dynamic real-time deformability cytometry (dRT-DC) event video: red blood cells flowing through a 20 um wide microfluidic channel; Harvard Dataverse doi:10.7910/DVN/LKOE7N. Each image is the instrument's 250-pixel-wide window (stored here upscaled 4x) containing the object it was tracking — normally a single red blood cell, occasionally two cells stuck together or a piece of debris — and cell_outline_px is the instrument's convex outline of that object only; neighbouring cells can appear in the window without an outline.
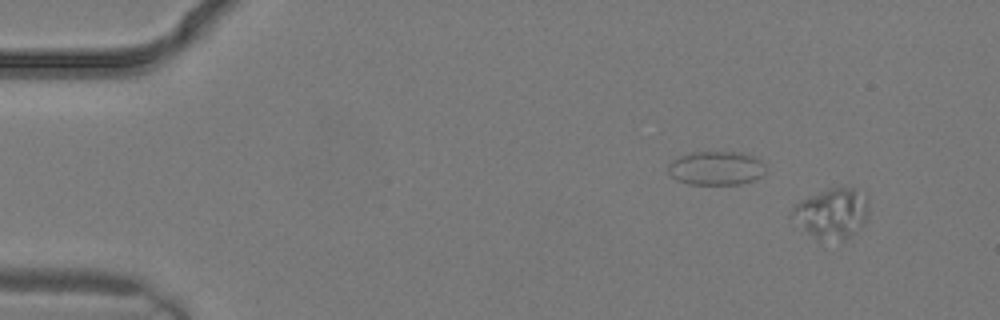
{"species": "common noctule bat (a hibernating species)", "species_latin": "Nyctalus noctula", "temperature_condition": "warm", "stored_images_in_passage": 3, "camera_frame_rate_fps": 3000, "um_per_image_px": 0.085, "animal": {"sex": "male", "body_mass_g": 19.2, "forearm_length_mm": 51.8}, "frame": {"image": 1, "passage_image": 3, "time_ms": 0.667, "image_size_px": [1000, 320], "cell_outline_px": [[868, 208], [864, 224], [844, 240], [816, 236], [808, 232], [788, 216], [792, 208], [800, 200], [828, 188], [852, 188], [868, 196]], "centroid_in_image_um": [70.7, 18.08], "position_along_channel_um": 14.3, "area_um2": 21.85}}